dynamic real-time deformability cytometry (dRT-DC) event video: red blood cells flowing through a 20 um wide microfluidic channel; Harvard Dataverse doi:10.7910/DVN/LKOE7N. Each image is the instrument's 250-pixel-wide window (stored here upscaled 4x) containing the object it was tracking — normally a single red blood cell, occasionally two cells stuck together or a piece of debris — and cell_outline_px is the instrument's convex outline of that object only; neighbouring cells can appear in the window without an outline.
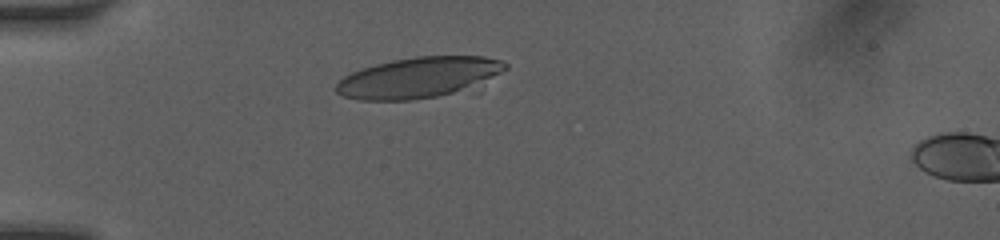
{"species": "human", "species_latin": "Homo sapiens", "temperature_condition": "room temperature", "stored_images_in_passage": 20, "camera_frame_rate_fps": 3000, "um_per_image_px": 0.085, "donor": {"sex": "female"}, "frame": {"image": 1, "passage_image": 1, "time_ms": 0.0, "image_size_px": [1000, 240], "cell_outline_px": [[508, 68], [480, 92], [412, 100], [360, 100], [344, 96], [336, 92], [332, 88], [344, 76], [352, 72], [376, 64], [392, 60], [416, 56], [484, 56], [500, 60], [508, 64]], "centroid_in_image_um": [35.8, 6.63], "position_along_channel_um": 49.2, "area_um2": 42.08}}
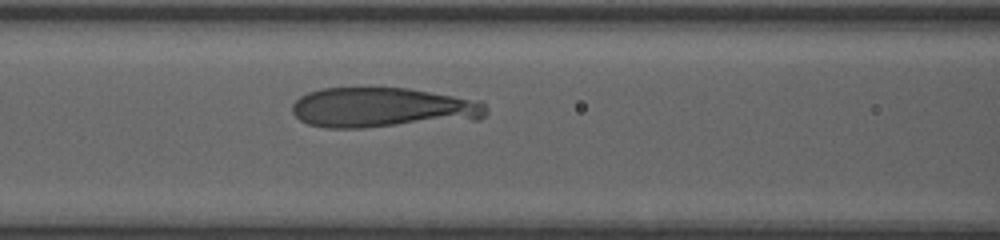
{"frame": {"image": 2, "passage_image": 13, "time_ms": 2.667, "image_size_px": [1000, 240], "cell_outline_px": [[488, 112], [480, 120], [360, 128], [328, 128], [308, 124], [300, 120], [292, 112], [292, 104], [300, 96], [308, 92], [320, 88], [408, 88], [480, 100], [488, 108]], "centroid_in_image_um": [32.58, 9.16], "position_along_channel_um": 134.0, "area_um2": 45.89}}
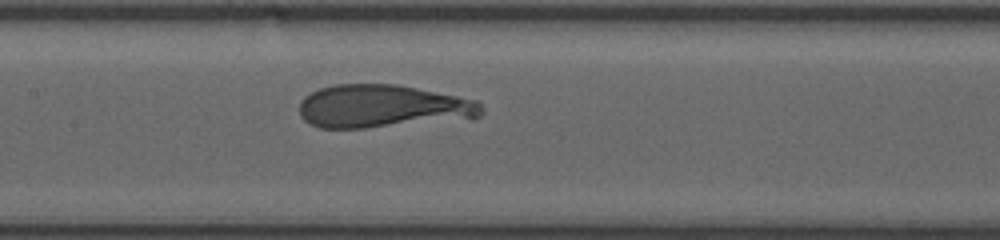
{"frame": {"image": 3, "passage_image": 17, "time_ms": 3.667, "image_size_px": [1000, 240], "cell_outline_px": [[484, 112], [480, 116], [472, 120], [364, 128], [320, 128], [304, 120], [300, 116], [300, 100], [304, 96], [320, 88], [336, 84], [396, 84], [476, 100], [484, 108]], "centroid_in_image_um": [32.59, 9.06], "position_along_channel_um": 174.8, "area_um2": 46.3}}